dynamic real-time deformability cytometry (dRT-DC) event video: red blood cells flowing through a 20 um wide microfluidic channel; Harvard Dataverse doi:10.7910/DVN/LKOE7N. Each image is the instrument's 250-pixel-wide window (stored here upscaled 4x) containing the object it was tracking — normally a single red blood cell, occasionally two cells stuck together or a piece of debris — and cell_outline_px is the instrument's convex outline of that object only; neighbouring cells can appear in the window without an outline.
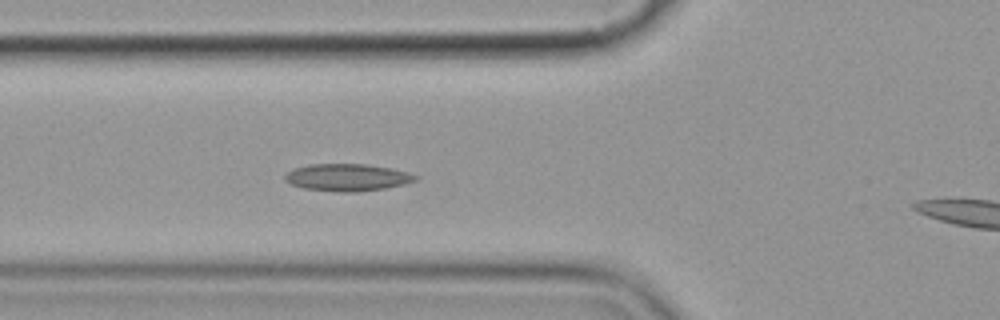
{"species": "common noctule bat (a hibernating species)", "species_latin": "Nyctalus noctula", "temperature_condition": "cold", "stored_images_in_passage": 5, "segment_of_instrument_passage": [1, 2], "camera_frame_rate_fps": 3000, "um_per_image_px": 0.085, "animal": {"sex": "female", "body_mass_g": 19.9}, "frame": {"image": 1, "passage_image": 4, "time_ms": 4.333, "image_size_px": [1000, 320], "cell_outline_px": [[416, 180], [404, 184], [384, 188], [360, 192], [336, 192], [304, 188], [292, 184], [284, 180], [284, 176], [292, 168], [312, 164], [364, 164], [388, 168], [408, 172], [416, 176]], "centroid_in_image_um": [29.48, 15.08], "position_along_channel_um": 96.3, "area_um2": 20.52}}